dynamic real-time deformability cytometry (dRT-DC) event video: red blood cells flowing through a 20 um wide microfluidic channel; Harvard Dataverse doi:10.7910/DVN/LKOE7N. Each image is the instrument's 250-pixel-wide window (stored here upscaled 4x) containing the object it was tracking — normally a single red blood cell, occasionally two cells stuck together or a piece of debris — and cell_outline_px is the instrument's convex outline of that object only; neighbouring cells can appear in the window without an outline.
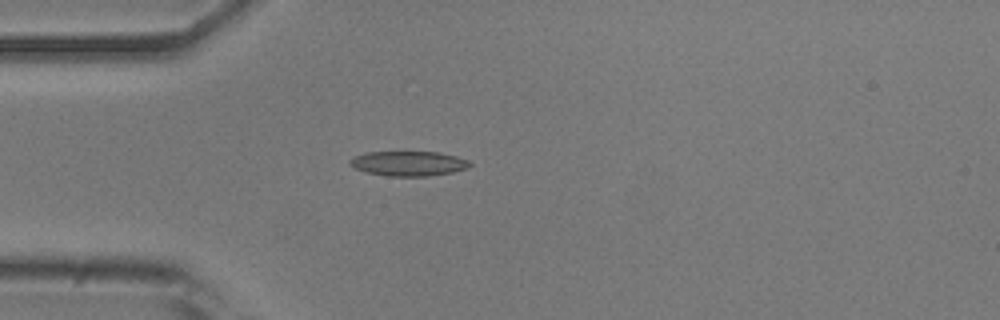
{"species": "common noctule bat (a hibernating species)", "species_latin": "Nyctalus noctula", "temperature_condition": "room temperature", "stored_images_in_passage": 38, "camera_frame_rate_fps": 3000, "um_per_image_px": 0.085, "animal": {"sex": "male", "body_mass_g": 20.5, "forearm_length_mm": 52.5}, "frame": {"image": 1, "passage_image": 1, "time_ms": 0.0, "image_size_px": [1000, 320], "cell_outline_px": [[472, 164], [468, 168], [452, 172], [428, 176], [388, 176], [364, 172], [348, 164], [348, 160], [356, 156], [368, 152], [436, 152], [456, 156], [468, 160]], "centroid_in_image_um": [34.72, 13.9], "position_along_channel_um": 50.3, "area_um2": 17.28}}
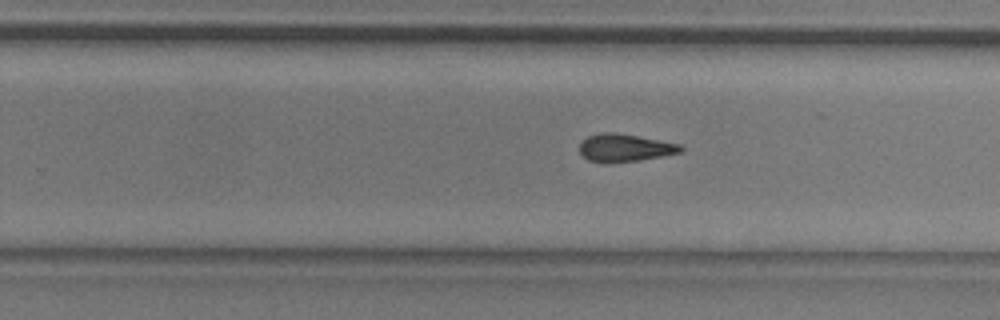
{"frame": {"image": 2, "passage_image": 19, "time_ms": 6.0, "image_size_px": [1000, 320], "cell_outline_px": [[684, 148], [680, 152], [660, 156], [636, 160], [588, 160], [580, 152], [580, 144], [588, 136], [604, 132], [616, 132], [680, 144]], "centroid_in_image_um": [53.13, 12.51], "position_along_channel_um": 276.7, "area_um2": 15.43}}
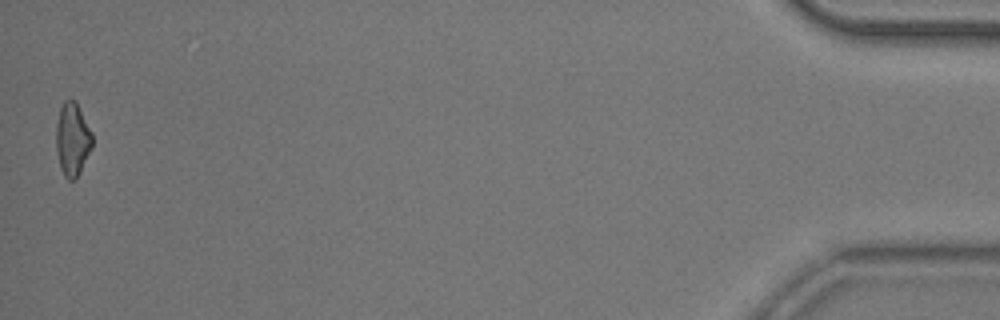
{"frame": {"image": 3, "passage_image": 38, "time_ms": 12.333, "image_size_px": [1000, 320], "cell_outline_px": [[92, 148], [76, 180], [68, 180], [64, 176], [60, 168], [56, 152], [56, 124], [60, 108], [64, 100], [76, 100], [92, 132]], "centroid_in_image_um": [6.15, 11.85], "position_along_channel_um": 429.0, "area_um2": 15.66}, "authors_computed_cell_mechanics": {"area_um2": 16.3285, "velocity_mm_per_s": 3.9128, "shape_relaxation_time_tau1_ms": 7.9544, "shape_relaxation_time_tau2_ms": 6.5278, "deformation_change_tau1": 0.1757, "deformation_change_tau2": 0.1593}}